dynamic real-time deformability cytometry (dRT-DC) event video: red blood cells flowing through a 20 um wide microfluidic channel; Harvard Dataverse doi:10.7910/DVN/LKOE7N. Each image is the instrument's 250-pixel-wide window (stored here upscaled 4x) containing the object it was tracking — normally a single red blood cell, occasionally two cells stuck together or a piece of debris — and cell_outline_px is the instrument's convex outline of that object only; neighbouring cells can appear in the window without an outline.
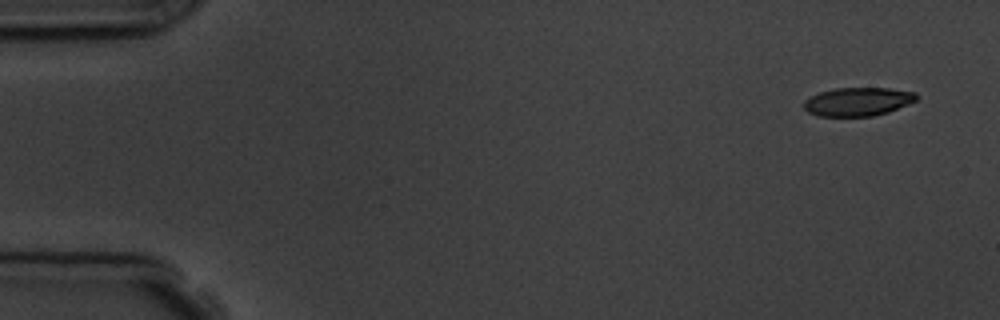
{"species": "common noctule bat (a hibernating species)", "species_latin": "Nyctalus noctula", "temperature_condition": "room temperature", "stored_images_in_passage": 6, "segment_of_instrument_passage": [1, 2], "camera_frame_rate_fps": 3000, "um_per_image_px": 0.085, "animal": {"sex": "male", "body_mass_g": 19.5, "forearm_length_mm": 54.6}, "frame": {"image": 1, "passage_image": 1, "time_ms": 0.0, "image_size_px": [1000, 320], "cell_outline_px": [[916, 100], [908, 104], [888, 112], [872, 116], [816, 116], [808, 112], [804, 108], [804, 100], [820, 92], [836, 88], [888, 88], [916, 92]], "centroid_in_image_um": [72.9, 8.64], "position_along_channel_um": 12.1, "area_um2": 18.61}}
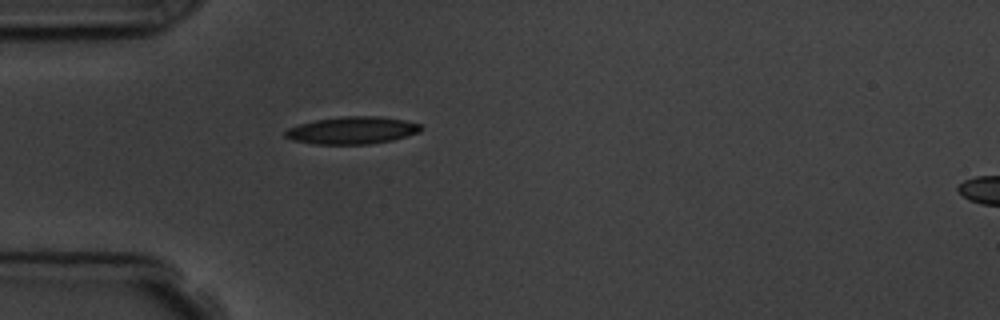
{"frame": {"image": 2, "passage_image": 5, "time_ms": 4.333, "image_size_px": [1000, 320], "cell_outline_px": [[424, 128], [420, 132], [392, 140], [368, 144], [312, 144], [292, 140], [284, 136], [284, 132], [288, 128], [300, 124], [316, 120], [340, 116], [380, 116], [404, 120], [420, 124]], "centroid_in_image_um": [29.94, 11.08], "position_along_channel_um": 55.1, "area_um2": 21.68}}